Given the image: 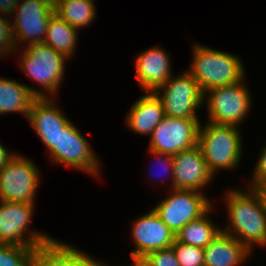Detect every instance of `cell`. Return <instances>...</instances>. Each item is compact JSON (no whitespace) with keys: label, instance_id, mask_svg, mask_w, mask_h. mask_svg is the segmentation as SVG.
<instances>
[{"label":"cell","instance_id":"cell-6","mask_svg":"<svg viewBox=\"0 0 266 266\" xmlns=\"http://www.w3.org/2000/svg\"><path fill=\"white\" fill-rule=\"evenodd\" d=\"M247 77L241 81L216 87L204 93L203 107L206 109V121L243 127V123L254 110L252 91ZM250 114V115H249Z\"/></svg>","mask_w":266,"mask_h":266},{"label":"cell","instance_id":"cell-14","mask_svg":"<svg viewBox=\"0 0 266 266\" xmlns=\"http://www.w3.org/2000/svg\"><path fill=\"white\" fill-rule=\"evenodd\" d=\"M58 97L36 98L29 112L28 124L40 139L47 153L57 145L58 133L71 120L64 108L59 105Z\"/></svg>","mask_w":266,"mask_h":266},{"label":"cell","instance_id":"cell-19","mask_svg":"<svg viewBox=\"0 0 266 266\" xmlns=\"http://www.w3.org/2000/svg\"><path fill=\"white\" fill-rule=\"evenodd\" d=\"M204 266H244L253 253L233 236L220 231L203 249Z\"/></svg>","mask_w":266,"mask_h":266},{"label":"cell","instance_id":"cell-22","mask_svg":"<svg viewBox=\"0 0 266 266\" xmlns=\"http://www.w3.org/2000/svg\"><path fill=\"white\" fill-rule=\"evenodd\" d=\"M80 31L70 26L57 14H53L49 19L44 44L49 45L58 53L64 55L70 61L76 57Z\"/></svg>","mask_w":266,"mask_h":266},{"label":"cell","instance_id":"cell-21","mask_svg":"<svg viewBox=\"0 0 266 266\" xmlns=\"http://www.w3.org/2000/svg\"><path fill=\"white\" fill-rule=\"evenodd\" d=\"M214 204L198 219L190 221L176 235L178 242L204 249L212 239L221 231V225L216 224L212 213L218 209ZM216 208V209H215Z\"/></svg>","mask_w":266,"mask_h":266},{"label":"cell","instance_id":"cell-33","mask_svg":"<svg viewBox=\"0 0 266 266\" xmlns=\"http://www.w3.org/2000/svg\"><path fill=\"white\" fill-rule=\"evenodd\" d=\"M257 190L260 192L266 205V182H264Z\"/></svg>","mask_w":266,"mask_h":266},{"label":"cell","instance_id":"cell-7","mask_svg":"<svg viewBox=\"0 0 266 266\" xmlns=\"http://www.w3.org/2000/svg\"><path fill=\"white\" fill-rule=\"evenodd\" d=\"M35 206L34 203L0 201V244L37 247L54 238L32 227Z\"/></svg>","mask_w":266,"mask_h":266},{"label":"cell","instance_id":"cell-30","mask_svg":"<svg viewBox=\"0 0 266 266\" xmlns=\"http://www.w3.org/2000/svg\"><path fill=\"white\" fill-rule=\"evenodd\" d=\"M1 140V139H0ZM18 153V151H15L14 148L13 150L10 149L3 144V141H0V170L7 164L9 163L15 155Z\"/></svg>","mask_w":266,"mask_h":266},{"label":"cell","instance_id":"cell-26","mask_svg":"<svg viewBox=\"0 0 266 266\" xmlns=\"http://www.w3.org/2000/svg\"><path fill=\"white\" fill-rule=\"evenodd\" d=\"M181 266H204V250L174 240L171 246Z\"/></svg>","mask_w":266,"mask_h":266},{"label":"cell","instance_id":"cell-5","mask_svg":"<svg viewBox=\"0 0 266 266\" xmlns=\"http://www.w3.org/2000/svg\"><path fill=\"white\" fill-rule=\"evenodd\" d=\"M77 124L71 120L61 129L57 137V145L48 152L51 163L72 168L95 179L102 178L103 163L91 141L88 140Z\"/></svg>","mask_w":266,"mask_h":266},{"label":"cell","instance_id":"cell-10","mask_svg":"<svg viewBox=\"0 0 266 266\" xmlns=\"http://www.w3.org/2000/svg\"><path fill=\"white\" fill-rule=\"evenodd\" d=\"M154 93L163 104L165 115L185 119H200L198 111L203 108L204 94L197 81L186 70L174 74Z\"/></svg>","mask_w":266,"mask_h":266},{"label":"cell","instance_id":"cell-4","mask_svg":"<svg viewBox=\"0 0 266 266\" xmlns=\"http://www.w3.org/2000/svg\"><path fill=\"white\" fill-rule=\"evenodd\" d=\"M243 129L234 125L201 122L198 145L209 171L216 177L220 171L235 172L243 161ZM235 170V171H233ZM218 174V176H217Z\"/></svg>","mask_w":266,"mask_h":266},{"label":"cell","instance_id":"cell-20","mask_svg":"<svg viewBox=\"0 0 266 266\" xmlns=\"http://www.w3.org/2000/svg\"><path fill=\"white\" fill-rule=\"evenodd\" d=\"M25 84L0 76V116L17 113L28 120L31 105L37 97Z\"/></svg>","mask_w":266,"mask_h":266},{"label":"cell","instance_id":"cell-9","mask_svg":"<svg viewBox=\"0 0 266 266\" xmlns=\"http://www.w3.org/2000/svg\"><path fill=\"white\" fill-rule=\"evenodd\" d=\"M207 194L196 190L170 189L166 193L167 197H162L152 209L176 235L214 204L215 200Z\"/></svg>","mask_w":266,"mask_h":266},{"label":"cell","instance_id":"cell-32","mask_svg":"<svg viewBox=\"0 0 266 266\" xmlns=\"http://www.w3.org/2000/svg\"><path fill=\"white\" fill-rule=\"evenodd\" d=\"M129 258L131 260V263L128 266H151L150 263L145 259V257L130 256Z\"/></svg>","mask_w":266,"mask_h":266},{"label":"cell","instance_id":"cell-18","mask_svg":"<svg viewBox=\"0 0 266 266\" xmlns=\"http://www.w3.org/2000/svg\"><path fill=\"white\" fill-rule=\"evenodd\" d=\"M134 101L124 116L125 127L149 138L165 116L162 101L151 91H143V95Z\"/></svg>","mask_w":266,"mask_h":266},{"label":"cell","instance_id":"cell-29","mask_svg":"<svg viewBox=\"0 0 266 266\" xmlns=\"http://www.w3.org/2000/svg\"><path fill=\"white\" fill-rule=\"evenodd\" d=\"M145 259L151 266H181L172 247L151 252Z\"/></svg>","mask_w":266,"mask_h":266},{"label":"cell","instance_id":"cell-16","mask_svg":"<svg viewBox=\"0 0 266 266\" xmlns=\"http://www.w3.org/2000/svg\"><path fill=\"white\" fill-rule=\"evenodd\" d=\"M174 189L204 190L214 183L215 176L209 171L199 145L173 155ZM211 183V184H210Z\"/></svg>","mask_w":266,"mask_h":266},{"label":"cell","instance_id":"cell-1","mask_svg":"<svg viewBox=\"0 0 266 266\" xmlns=\"http://www.w3.org/2000/svg\"><path fill=\"white\" fill-rule=\"evenodd\" d=\"M242 186L227 187L220 197L227 218L221 231L233 236L254 254L257 247L266 248V205L257 189Z\"/></svg>","mask_w":266,"mask_h":266},{"label":"cell","instance_id":"cell-8","mask_svg":"<svg viewBox=\"0 0 266 266\" xmlns=\"http://www.w3.org/2000/svg\"><path fill=\"white\" fill-rule=\"evenodd\" d=\"M32 159L18 152L0 170V201L36 204L43 176Z\"/></svg>","mask_w":266,"mask_h":266},{"label":"cell","instance_id":"cell-28","mask_svg":"<svg viewBox=\"0 0 266 266\" xmlns=\"http://www.w3.org/2000/svg\"><path fill=\"white\" fill-rule=\"evenodd\" d=\"M262 148L257 152V159L253 162V170L244 186L248 188L258 189L266 182V141Z\"/></svg>","mask_w":266,"mask_h":266},{"label":"cell","instance_id":"cell-31","mask_svg":"<svg viewBox=\"0 0 266 266\" xmlns=\"http://www.w3.org/2000/svg\"><path fill=\"white\" fill-rule=\"evenodd\" d=\"M19 0H0V15L11 18Z\"/></svg>","mask_w":266,"mask_h":266},{"label":"cell","instance_id":"cell-11","mask_svg":"<svg viewBox=\"0 0 266 266\" xmlns=\"http://www.w3.org/2000/svg\"><path fill=\"white\" fill-rule=\"evenodd\" d=\"M54 13L53 0H19L11 17L16 49L43 43L49 19Z\"/></svg>","mask_w":266,"mask_h":266},{"label":"cell","instance_id":"cell-12","mask_svg":"<svg viewBox=\"0 0 266 266\" xmlns=\"http://www.w3.org/2000/svg\"><path fill=\"white\" fill-rule=\"evenodd\" d=\"M200 119H185L165 115L149 137L148 149L175 155L198 144Z\"/></svg>","mask_w":266,"mask_h":266},{"label":"cell","instance_id":"cell-23","mask_svg":"<svg viewBox=\"0 0 266 266\" xmlns=\"http://www.w3.org/2000/svg\"><path fill=\"white\" fill-rule=\"evenodd\" d=\"M55 14L81 31L97 19V5L91 0H53Z\"/></svg>","mask_w":266,"mask_h":266},{"label":"cell","instance_id":"cell-25","mask_svg":"<svg viewBox=\"0 0 266 266\" xmlns=\"http://www.w3.org/2000/svg\"><path fill=\"white\" fill-rule=\"evenodd\" d=\"M35 248L0 244V266H32Z\"/></svg>","mask_w":266,"mask_h":266},{"label":"cell","instance_id":"cell-15","mask_svg":"<svg viewBox=\"0 0 266 266\" xmlns=\"http://www.w3.org/2000/svg\"><path fill=\"white\" fill-rule=\"evenodd\" d=\"M136 54L133 58L135 78L141 92H154L175 74L171 53L161 44L153 45Z\"/></svg>","mask_w":266,"mask_h":266},{"label":"cell","instance_id":"cell-2","mask_svg":"<svg viewBox=\"0 0 266 266\" xmlns=\"http://www.w3.org/2000/svg\"><path fill=\"white\" fill-rule=\"evenodd\" d=\"M15 55L17 57L13 58L18 59L17 65L20 72L33 82L32 85L30 83L25 85L37 98L59 96L57 94H59L67 75L65 74L67 72L66 64L68 61L70 62L68 58L44 43L16 49L13 56ZM34 83L35 85H33Z\"/></svg>","mask_w":266,"mask_h":266},{"label":"cell","instance_id":"cell-3","mask_svg":"<svg viewBox=\"0 0 266 266\" xmlns=\"http://www.w3.org/2000/svg\"><path fill=\"white\" fill-rule=\"evenodd\" d=\"M187 71L197 81L203 94L213 88L235 84L246 77L240 55L210 47L200 41L191 44Z\"/></svg>","mask_w":266,"mask_h":266},{"label":"cell","instance_id":"cell-27","mask_svg":"<svg viewBox=\"0 0 266 266\" xmlns=\"http://www.w3.org/2000/svg\"><path fill=\"white\" fill-rule=\"evenodd\" d=\"M15 50L11 18L0 15V59L13 57Z\"/></svg>","mask_w":266,"mask_h":266},{"label":"cell","instance_id":"cell-24","mask_svg":"<svg viewBox=\"0 0 266 266\" xmlns=\"http://www.w3.org/2000/svg\"><path fill=\"white\" fill-rule=\"evenodd\" d=\"M148 153H149V156L151 157V159L153 158V160H155L154 162H152V164L154 163L155 164V166H157V167H155L154 166V164H153V166H151L150 165V167H148V170H150L149 172H148V176H149V179L148 180H150V182L149 183H151V185H152V181L154 182L156 179H155V177H156V175H157V177L159 176V178H157V180H159L160 182V184H162L163 183V185L166 187H164V188H161V189H163V191H165V193H166V191L167 190H170V189H174V166H173V156L172 155H168V154H165V153H160V152H155V151H152V150H150V149H147L146 150ZM153 156V157H152ZM157 163V164H156ZM150 164H151V162H150ZM160 165V166H159ZM151 167H153V168H151ZM150 168V169H149ZM154 168H156V170H154V171H157V168L160 170H158L157 172H154L153 171V173H151V171L154 169ZM156 173V174H155ZM163 173V174H162ZM151 174H153V175H151ZM152 177H151V176ZM155 175V176H154ZM154 176V177H153ZM165 178H167L166 180H165ZM168 178H169V180H168ZM161 179V180H160ZM161 181H163V182H161ZM168 181V183H167V185L165 184L166 182ZM171 184H170V183ZM165 189V190H164Z\"/></svg>","mask_w":266,"mask_h":266},{"label":"cell","instance_id":"cell-13","mask_svg":"<svg viewBox=\"0 0 266 266\" xmlns=\"http://www.w3.org/2000/svg\"><path fill=\"white\" fill-rule=\"evenodd\" d=\"M130 227L134 248L129 250V256L146 257L151 252L171 247L175 240L173 232L152 208L132 220Z\"/></svg>","mask_w":266,"mask_h":266},{"label":"cell","instance_id":"cell-17","mask_svg":"<svg viewBox=\"0 0 266 266\" xmlns=\"http://www.w3.org/2000/svg\"><path fill=\"white\" fill-rule=\"evenodd\" d=\"M93 254L65 241L53 238L33 252L32 266H111Z\"/></svg>","mask_w":266,"mask_h":266}]
</instances>
